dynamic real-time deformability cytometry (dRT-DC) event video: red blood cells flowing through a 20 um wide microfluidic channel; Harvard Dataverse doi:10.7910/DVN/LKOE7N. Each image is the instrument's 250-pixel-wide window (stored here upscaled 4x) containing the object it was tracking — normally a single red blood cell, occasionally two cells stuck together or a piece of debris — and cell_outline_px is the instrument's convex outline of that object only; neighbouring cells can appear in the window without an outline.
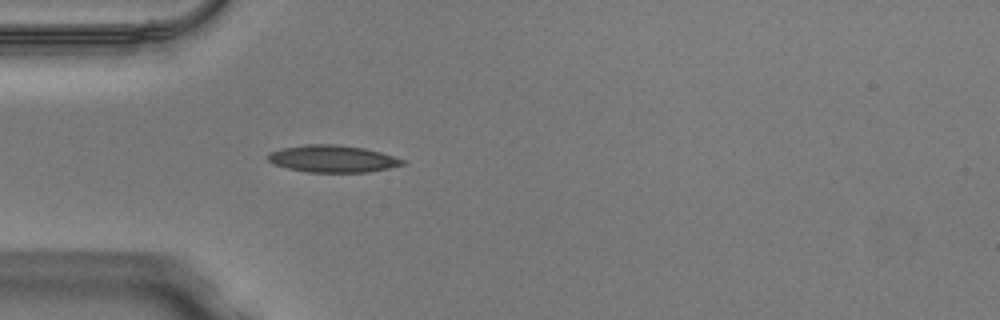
{"species": "Egyptian fruit bat (a non-hibernating species)", "species_latin": "Rousettus aegyptiacus", "temperature_condition": "warm", "stored_images_in_passage": 35, "camera_frame_rate_fps": 3000, "um_per_image_px": 0.085, "animal": {"sex": "male"}, "frame": {"image": 1, "passage_image": 1, "time_ms": 0.0, "image_size_px": [1000, 320], "cell_outline_px": [[408, 164], [368, 172], [308, 172], [288, 168], [276, 164], [268, 160], [264, 156], [268, 152], [280, 148], [304, 144], [336, 144], [364, 148], [380, 152], [404, 160]], "centroid_in_image_um": [28.24, 13.48], "position_along_channel_um": 56.8, "area_um2": 21.33}}
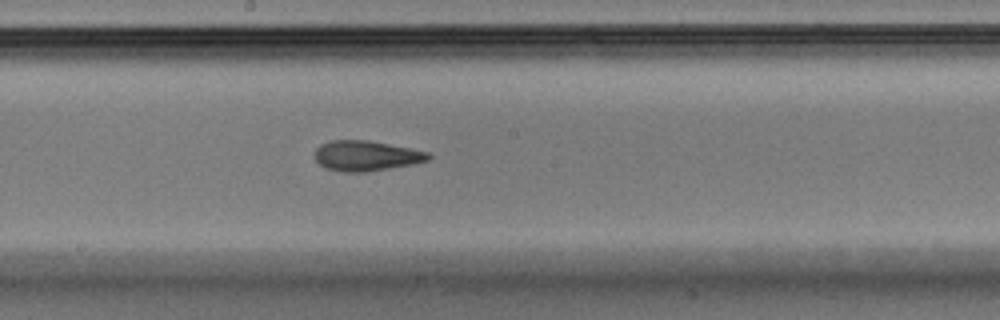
{"frame": {"image": 2, "passage_image": 13, "time_ms": 4.0, "image_size_px": [1000, 320], "cell_outline_px": [[432, 156], [428, 160], [412, 164], [368, 172], [344, 172], [324, 168], [312, 156], [316, 148], [320, 144], [332, 140], [368, 140], [428, 152]], "centroid_in_image_um": [31.06, 13.25], "position_along_channel_um": 217.1, "area_um2": 20.06}}
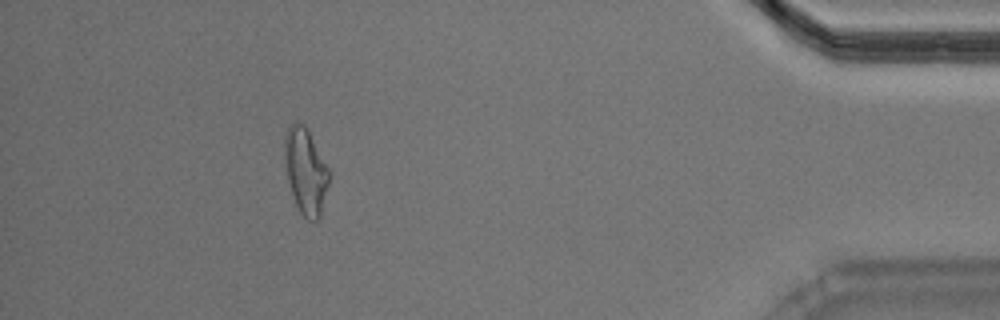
{"frame": {"image": 3, "passage_image": 31, "time_ms": 10.0, "image_size_px": [1000, 320], "cell_outline_px": [[328, 184], [320, 216], [316, 220], [308, 220], [300, 212], [296, 204], [288, 180], [284, 156], [284, 136], [288, 128], [292, 124], [304, 124], [308, 128], [328, 168]], "centroid_in_image_um": [25.97, 14.52], "position_along_channel_um": 409.2, "area_um2": 21.79}, "authors_computed_cell_mechanics": {"area_um2": 20.519, "velocity_mm_per_s": 4.0985, "shape_relaxation_time_tau1_ms": 7.5967, "shape_relaxation_time_tau2_ms": 2.424, "deformation_change_tau1": 0.1895, "deformation_change_tau2": 0.1093}}